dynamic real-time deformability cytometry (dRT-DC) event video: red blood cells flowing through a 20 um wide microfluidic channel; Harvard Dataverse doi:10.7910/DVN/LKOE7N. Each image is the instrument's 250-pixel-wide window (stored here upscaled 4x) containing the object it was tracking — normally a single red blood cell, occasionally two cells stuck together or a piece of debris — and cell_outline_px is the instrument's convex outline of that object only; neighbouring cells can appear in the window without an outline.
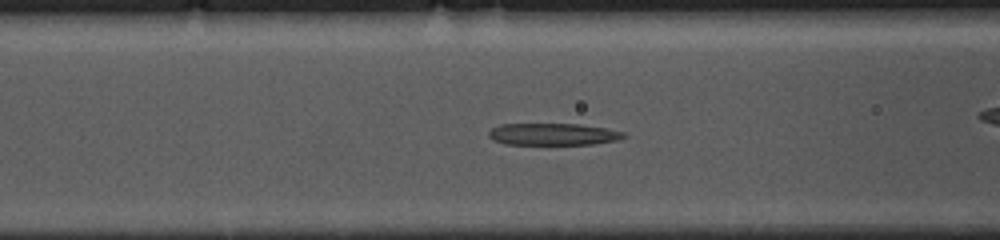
{"species": "common noctule bat (a hibernating species)", "species_latin": "Nyctalus noctula", "temperature_condition": "cold", "stored_images_in_passage": 53, "camera_frame_rate_fps": 3000, "um_per_image_px": 0.085, "animal": {"sex": "female", "body_mass_g": 10.0, "forearm_length_mm": 53.1}, "frame": {"image": 1, "passage_image": 19, "time_ms": 6.0, "image_size_px": [1000, 240], "cell_outline_px": [[628, 136], [616, 140], [592, 144], [504, 144], [492, 140], [488, 136], [488, 132], [492, 128], [500, 124], [580, 124], [604, 128], [624, 132]], "centroid_in_image_um": [46.98, 11.41], "position_along_channel_um": 119.6, "area_um2": 17.22}}
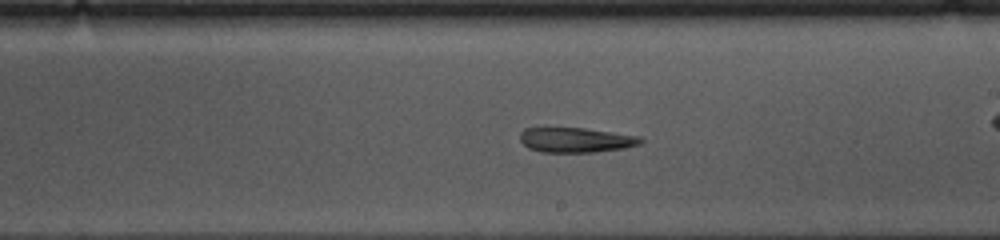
{"frame": {"image": 2, "passage_image": 29, "time_ms": 9.333, "image_size_px": [1000, 240], "cell_outline_px": [[644, 140], [640, 144], [624, 148], [592, 152], [540, 152], [528, 148], [520, 140], [520, 132], [524, 128], [584, 128], [640, 136]], "centroid_in_image_um": [48.94, 11.9], "position_along_channel_um": 240.1, "area_um2": 17.46}}
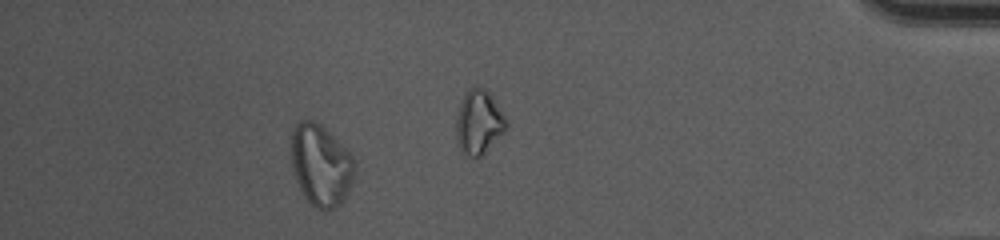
{"frame": {"image": 3, "passage_image": 48, "time_ms": 15.667, "image_size_px": [1000, 240], "cell_outline_px": [[356, 168], [352, 184], [344, 200], [340, 204], [332, 208], [316, 208], [304, 196], [296, 180], [292, 168], [292, 128], [300, 120], [312, 120], [320, 124], [356, 160]], "centroid_in_image_um": [27.28, 14.03], "position_along_channel_um": 407.9, "area_um2": 29.82}, "authors_computed_cell_mechanics": {"area_um2": 20.1722, "velocity_mm_per_s": 3.6175, "shape_relaxation_time_tau1_ms": null, "shape_relaxation_time_tau2_ms": 4.7687, "deformation_change_tau1": null, "deformation_change_tau2": 0.1306}}